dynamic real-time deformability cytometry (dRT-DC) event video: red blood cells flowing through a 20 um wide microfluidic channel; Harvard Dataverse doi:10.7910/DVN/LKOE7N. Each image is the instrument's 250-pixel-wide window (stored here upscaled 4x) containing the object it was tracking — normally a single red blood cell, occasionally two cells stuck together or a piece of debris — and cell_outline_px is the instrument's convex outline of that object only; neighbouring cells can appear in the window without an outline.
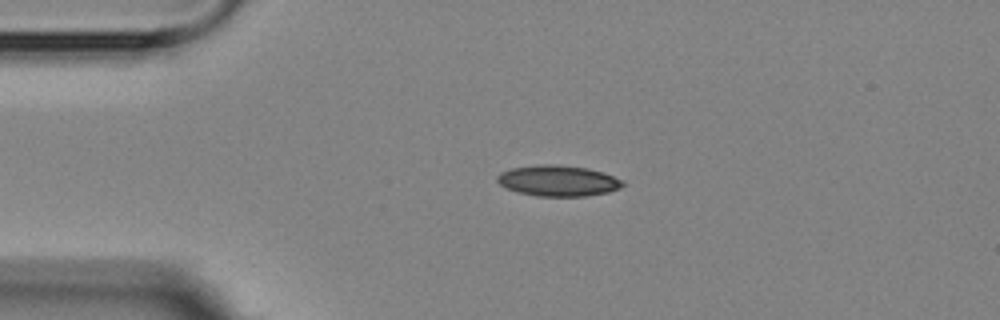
{"species": "Egyptian fruit bat (a non-hibernating species)", "species_latin": "Rousettus aegyptiacus", "temperature_condition": "room temperature", "stored_images_in_passage": 2, "camera_frame_rate_fps": 3000, "um_per_image_px": 0.085, "animal": {"sex": "female"}, "frame": {"image": 1, "passage_image": 2, "time_ms": 2.667, "image_size_px": [1000, 320], "cell_outline_px": [[624, 184], [620, 188], [608, 192], [584, 196], [536, 196], [520, 192], [508, 188], [500, 184], [496, 180], [496, 176], [500, 172], [512, 168], [544, 164], [552, 164], [588, 168], [604, 172], [624, 180]], "centroid_in_image_um": [47.46, 15.36], "position_along_channel_um": 37.5, "area_um2": 22.48}}